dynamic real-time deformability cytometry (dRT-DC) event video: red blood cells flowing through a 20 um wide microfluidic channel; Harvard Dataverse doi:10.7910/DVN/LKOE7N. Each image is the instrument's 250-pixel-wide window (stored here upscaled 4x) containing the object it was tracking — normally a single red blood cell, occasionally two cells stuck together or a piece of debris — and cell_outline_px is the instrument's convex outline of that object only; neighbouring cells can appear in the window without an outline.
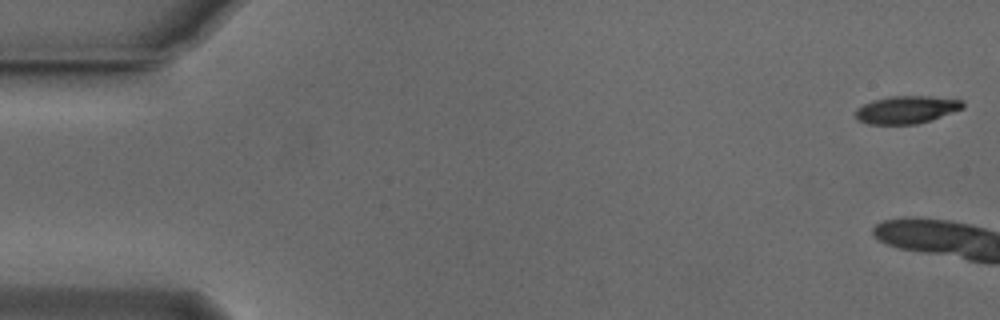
{"species": "Egyptian fruit bat (a non-hibernating species)", "species_latin": "Rousettus aegyptiacus", "temperature_condition": "cold", "stored_images_in_passage": 5, "camera_frame_rate_fps": 3000, "um_per_image_px": 0.085, "animal": {"sex": "male"}, "frame": {"image": 1, "passage_image": 1, "time_ms": 0.0, "image_size_px": [1000, 320], "cell_outline_px": [[964, 108], [932, 120], [916, 124], [868, 124], [856, 120], [856, 108], [864, 104], [876, 100], [892, 96], [928, 96], [964, 100]], "centroid_in_image_um": [77.08, 9.33], "position_along_channel_um": 7.9, "area_um2": 17.28}}